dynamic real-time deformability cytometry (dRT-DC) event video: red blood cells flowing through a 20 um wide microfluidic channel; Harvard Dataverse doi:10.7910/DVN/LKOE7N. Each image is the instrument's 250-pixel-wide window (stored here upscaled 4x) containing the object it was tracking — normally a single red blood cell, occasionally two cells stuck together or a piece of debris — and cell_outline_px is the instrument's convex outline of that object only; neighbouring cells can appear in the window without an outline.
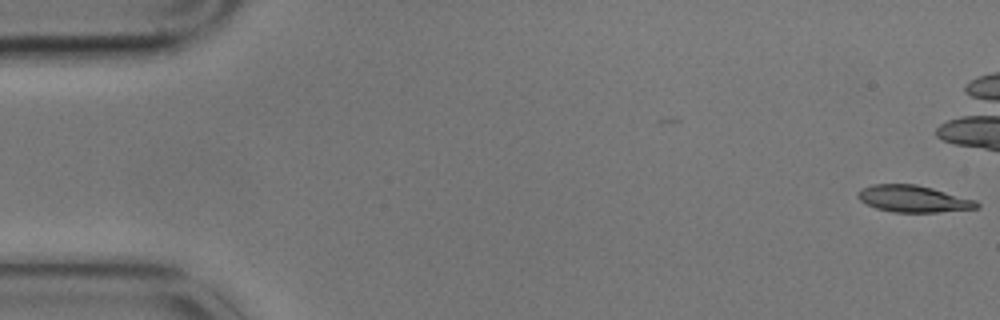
{"species": "common noctule bat (a hibernating species)", "species_latin": "Nyctalus noctula", "temperature_condition": "cold", "stored_images_in_passage": 2, "camera_frame_rate_fps": 3000, "um_per_image_px": 0.085, "animal": {"sex": "male", "body_mass_g": 17.9}, "frame": {"image": 1, "passage_image": 2, "time_ms": 0.333, "image_size_px": [1000, 320], "cell_outline_px": [[980, 208], [936, 212], [892, 212], [876, 208], [860, 200], [856, 196], [856, 192], [860, 188], [872, 184], [916, 184], [932, 188], [976, 200], [980, 204]], "centroid_in_image_um": [77.61, 16.89], "position_along_channel_um": 7.4, "area_um2": 18.61}}